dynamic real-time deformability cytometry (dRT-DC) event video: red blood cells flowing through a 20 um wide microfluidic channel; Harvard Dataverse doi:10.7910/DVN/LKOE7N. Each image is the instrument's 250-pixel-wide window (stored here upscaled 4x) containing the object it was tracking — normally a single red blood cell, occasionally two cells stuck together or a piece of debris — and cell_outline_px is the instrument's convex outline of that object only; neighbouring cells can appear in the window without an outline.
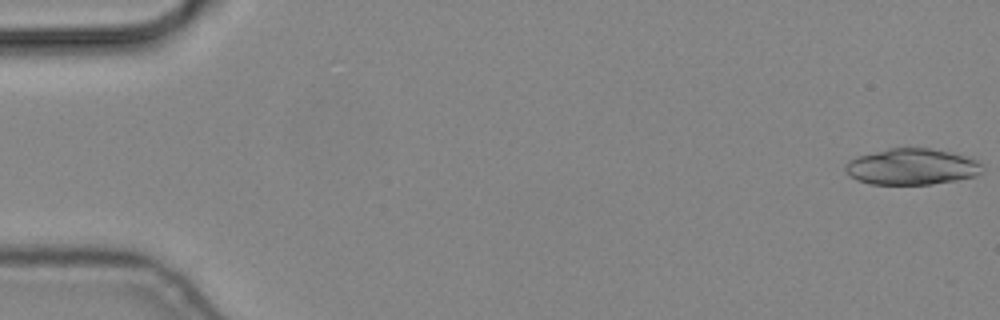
{"species": "common noctule bat (a hibernating species)", "species_latin": "Nyctalus noctula", "temperature_condition": "cold", "stored_images_in_passage": 5, "camera_frame_rate_fps": 3000, "um_per_image_px": 0.085, "animal": {"sex": "male", "body_mass_g": 19.2, "forearm_length_mm": 51.8}, "frame": {"image": 1, "passage_image": 1, "time_ms": 0.0, "image_size_px": [1000, 320], "cell_outline_px": [[984, 172], [976, 176], [956, 180], [932, 184], [868, 184], [856, 180], [848, 176], [844, 168], [848, 160], [856, 156], [888, 148], [928, 148], [948, 152], [964, 156], [976, 160], [984, 164]], "centroid_in_image_um": [77.48, 14.18], "position_along_channel_um": 7.5, "area_um2": 29.13}}